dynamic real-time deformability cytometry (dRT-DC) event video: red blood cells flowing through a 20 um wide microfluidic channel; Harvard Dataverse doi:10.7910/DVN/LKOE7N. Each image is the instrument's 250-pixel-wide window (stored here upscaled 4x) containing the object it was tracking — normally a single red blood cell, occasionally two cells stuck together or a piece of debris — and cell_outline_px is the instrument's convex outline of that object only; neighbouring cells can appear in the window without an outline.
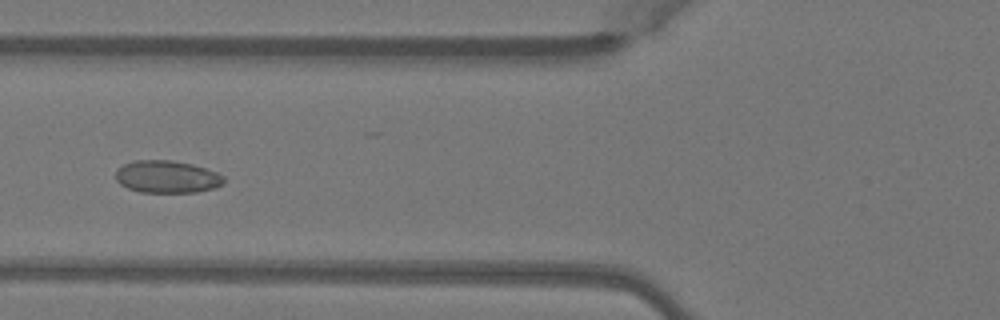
{"species": "Egyptian fruit bat (a non-hibernating species)", "species_latin": "Rousettus aegyptiacus", "temperature_condition": "warm", "stored_images_in_passage": 39, "camera_frame_rate_fps": 3000, "um_per_image_px": 0.085, "animal": {"sex": "female"}, "frame": {"image": 1, "passage_image": 8, "time_ms": 2.333, "image_size_px": [1000, 320], "cell_outline_px": [[224, 184], [216, 188], [196, 192], [140, 192], [128, 188], [120, 184], [116, 180], [116, 168], [132, 160], [172, 160], [192, 164], [216, 172], [224, 176]], "centroid_in_image_um": [14.19, 15.02], "position_along_channel_um": 111.6, "area_um2": 20.58}}
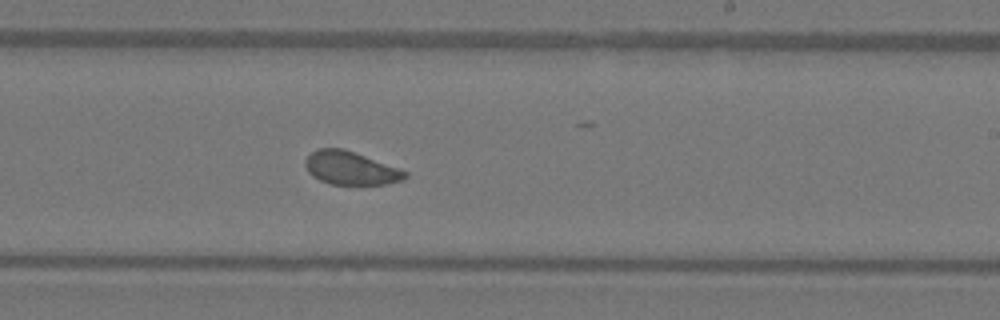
{"frame": {"image": 2, "passage_image": 19, "time_ms": 6.0, "image_size_px": [1000, 320], "cell_outline_px": [[408, 176], [404, 180], [384, 184], [332, 184], [320, 180], [312, 176], [308, 172], [304, 164], [304, 160], [316, 148], [344, 148], [356, 152], [400, 168], [408, 172]], "centroid_in_image_um": [29.81, 14.27], "position_along_channel_um": 259.2, "area_um2": 19.54}}
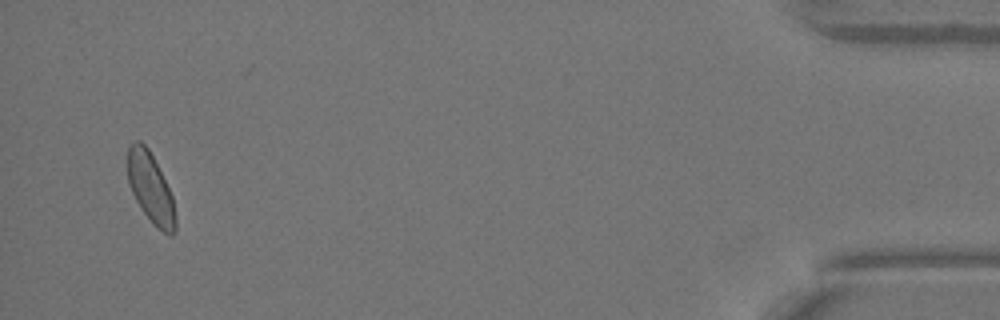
{"frame": {"image": 3, "passage_image": 37, "time_ms": 12.0, "image_size_px": [1000, 320], "cell_outline_px": [[176, 232], [172, 236], [168, 236], [140, 208], [128, 184], [128, 144], [136, 140], [140, 140], [148, 148], [172, 196], [176, 220]], "centroid_in_image_um": [12.79, 15.96], "position_along_channel_um": 422.4, "area_um2": 19.07}, "authors_computed_cell_mechanics": {"area_um2": 19.9988, "velocity_mm_per_s": 4.0248, "shape_relaxation_time_tau1_ms": null, "shape_relaxation_time_tau2_ms": 2.3051, "deformation_change_tau1": null, "deformation_change_tau2": 0.0654}}